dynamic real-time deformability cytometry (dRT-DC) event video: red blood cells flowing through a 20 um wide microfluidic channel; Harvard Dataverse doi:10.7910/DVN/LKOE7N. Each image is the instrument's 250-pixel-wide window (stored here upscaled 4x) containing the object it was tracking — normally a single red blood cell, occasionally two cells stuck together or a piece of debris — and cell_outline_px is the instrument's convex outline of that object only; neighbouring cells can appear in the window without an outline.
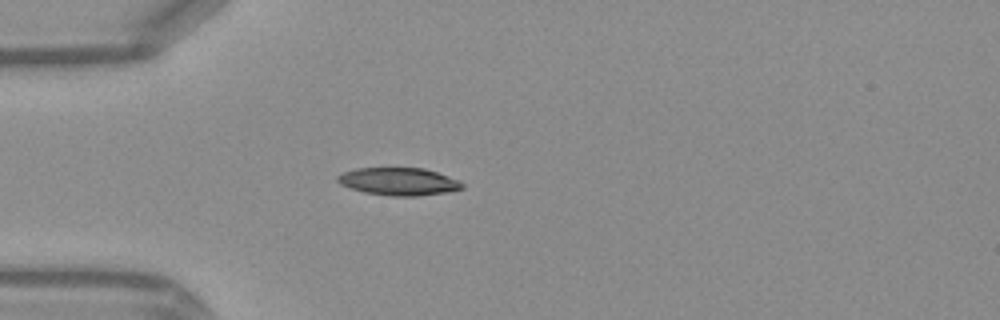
{"species": "Egyptian fruit bat (a non-hibernating species)", "species_latin": "Rousettus aegyptiacus", "temperature_condition": "warm", "stored_images_in_passage": 3, "camera_frame_rate_fps": 3000, "um_per_image_px": 0.085, "frame": {"image": 1, "passage_image": 1, "time_ms": 0.0, "image_size_px": [1000, 320], "cell_outline_px": [[464, 188], [444, 192], [416, 196], [392, 196], [364, 192], [340, 184], [336, 180], [336, 176], [344, 172], [356, 168], [424, 168], [448, 176], [464, 184]], "centroid_in_image_um": [33.86, 15.42], "position_along_channel_um": 51.1, "area_um2": 19.83}}